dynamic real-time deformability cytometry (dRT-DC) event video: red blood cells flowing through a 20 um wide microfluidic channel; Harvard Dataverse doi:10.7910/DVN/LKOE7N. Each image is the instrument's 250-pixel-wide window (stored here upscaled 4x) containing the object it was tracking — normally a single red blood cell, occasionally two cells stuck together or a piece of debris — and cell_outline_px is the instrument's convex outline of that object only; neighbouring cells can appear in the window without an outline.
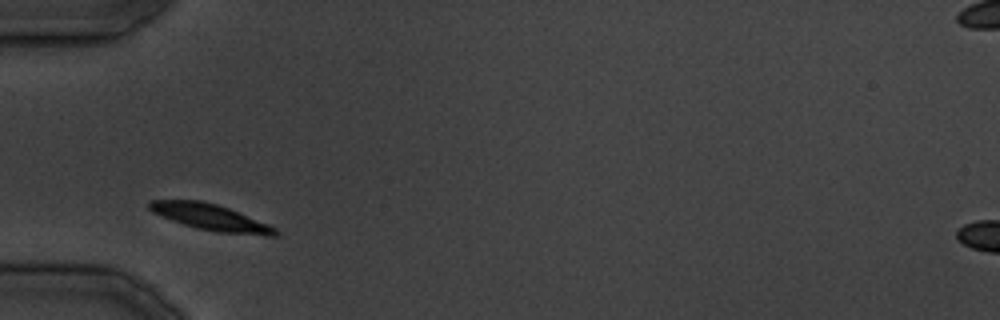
{"species": "common noctule bat (a hibernating species)", "species_latin": "Nyctalus noctula", "temperature_condition": "cold", "stored_images_in_passage": 26, "camera_frame_rate_fps": 3000, "um_per_image_px": 0.085, "animal": {"sex": "male", "body_mass_g": 19.5, "forearm_length_mm": 54.6}, "frame": {"image": 1, "passage_image": 1, "time_ms": 0.0, "image_size_px": [1000, 320], "cell_outline_px": [[280, 232], [276, 236], [264, 236], [216, 232], [196, 228], [172, 220], [152, 212], [148, 208], [148, 200], [200, 200], [216, 204], [228, 208], [268, 224], [276, 228]], "centroid_in_image_um": [17.92, 18.48], "position_along_channel_um": 67.1, "area_um2": 19.25}}
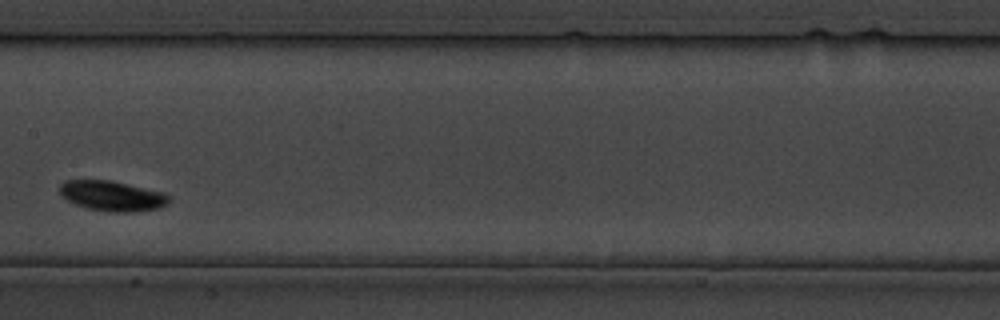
{"frame": {"image": 2, "passage_image": 9, "time_ms": 9.333, "image_size_px": [1000, 320], "cell_outline_px": [[172, 200], [168, 204], [160, 208], [132, 212], [108, 212], [88, 208], [76, 204], [68, 200], [60, 192], [60, 184], [64, 180], [112, 180], [164, 192]], "centroid_in_image_um": [9.58, 16.65], "position_along_channel_um": 197.8, "area_um2": 19.31}}
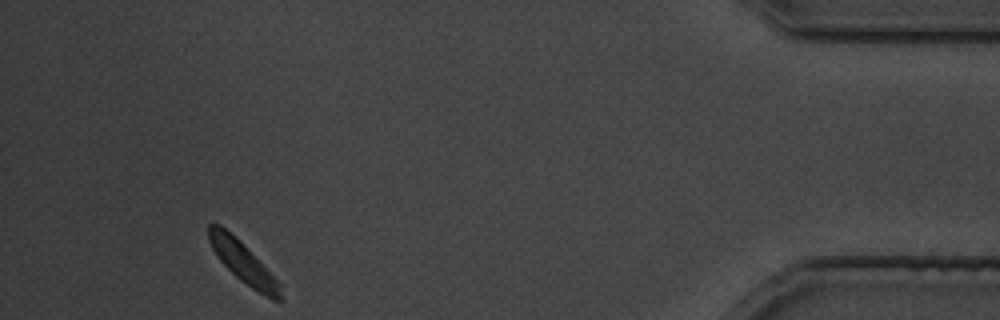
{"frame": {"image": 3, "passage_image": 24, "time_ms": 28.333, "image_size_px": [1000, 320], "cell_outline_px": [[284, 300], [272, 300], [252, 288], [240, 280], [220, 260], [212, 248], [208, 240], [208, 224], [220, 224], [236, 236], [240, 240], [280, 284], [284, 296]], "centroid_in_image_um": [20.67, 22.31], "position_along_channel_um": 414.5, "area_um2": 16.88}}